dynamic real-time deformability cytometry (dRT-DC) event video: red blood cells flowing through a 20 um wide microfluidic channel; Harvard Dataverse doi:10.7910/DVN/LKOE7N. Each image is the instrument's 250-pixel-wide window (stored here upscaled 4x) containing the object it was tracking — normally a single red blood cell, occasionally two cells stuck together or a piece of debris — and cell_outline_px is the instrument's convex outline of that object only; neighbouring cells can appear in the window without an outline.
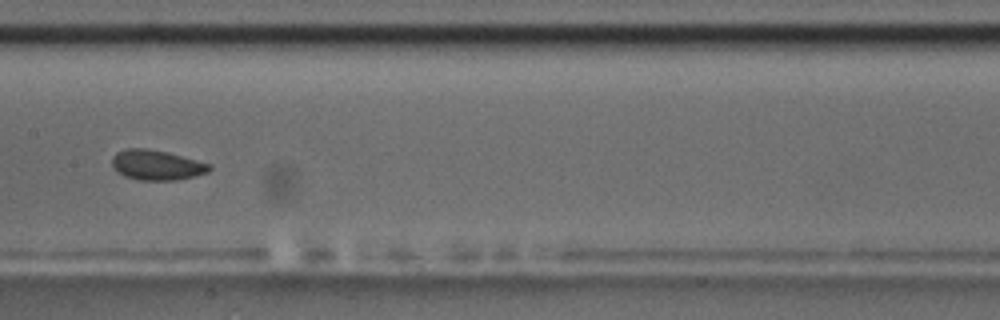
{"species": "common noctule bat (a hibernating species)", "species_latin": "Nyctalus noctula", "temperature_condition": "room temperature", "stored_images_in_passage": 9, "camera_frame_rate_fps": 3000, "um_per_image_px": 0.085, "animal": {"sex": "male", "body_mass_g": 17.5, "forearm_length_mm": 52.3}, "frame": {"image": 1, "passage_image": 7, "time_ms": 7.667, "image_size_px": [1000, 320], "cell_outline_px": [[212, 168], [208, 172], [176, 180], [136, 180], [124, 176], [116, 172], [112, 168], [112, 156], [116, 152], [128, 148], [148, 148], [168, 152], [212, 164]], "centroid_in_image_um": [13.28, 14.02], "position_along_channel_um": 194.1, "area_um2": 17.28}}